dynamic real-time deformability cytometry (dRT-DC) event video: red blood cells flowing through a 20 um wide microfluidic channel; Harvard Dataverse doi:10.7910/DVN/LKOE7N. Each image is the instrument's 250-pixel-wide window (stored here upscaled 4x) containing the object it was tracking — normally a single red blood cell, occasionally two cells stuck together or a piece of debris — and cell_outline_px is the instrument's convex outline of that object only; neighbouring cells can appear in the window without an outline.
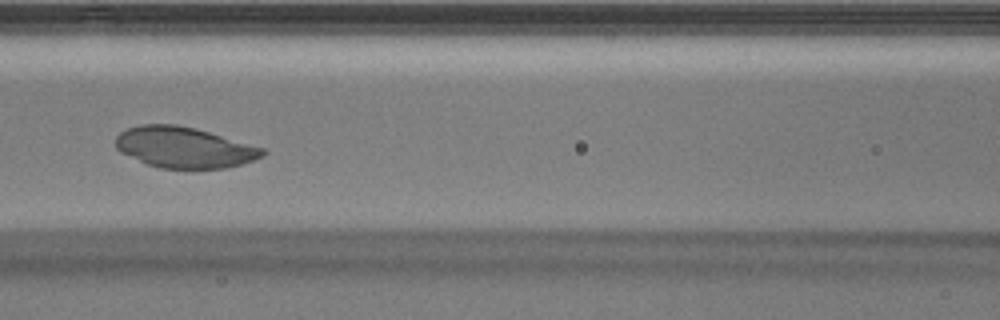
{"species": "Egyptian fruit bat (a non-hibernating species)", "species_latin": "Rousettus aegyptiacus", "temperature_condition": "warm", "stored_images_in_passage": 41, "camera_frame_rate_fps": 3000, "um_per_image_px": 0.085, "animal": {"sex": "male"}, "frame": {"image": 1, "passage_image": 18, "time_ms": 5.667, "image_size_px": [1000, 320], "cell_outline_px": [[268, 152], [264, 156], [240, 164], [224, 168], [196, 172], [192, 172], [160, 168], [148, 164], [120, 152], [116, 148], [116, 136], [120, 132], [128, 128], [140, 124], [176, 124], [196, 128], [264, 148]], "centroid_in_image_um": [15.67, 12.57], "position_along_channel_um": 150.9, "area_um2": 35.84}}